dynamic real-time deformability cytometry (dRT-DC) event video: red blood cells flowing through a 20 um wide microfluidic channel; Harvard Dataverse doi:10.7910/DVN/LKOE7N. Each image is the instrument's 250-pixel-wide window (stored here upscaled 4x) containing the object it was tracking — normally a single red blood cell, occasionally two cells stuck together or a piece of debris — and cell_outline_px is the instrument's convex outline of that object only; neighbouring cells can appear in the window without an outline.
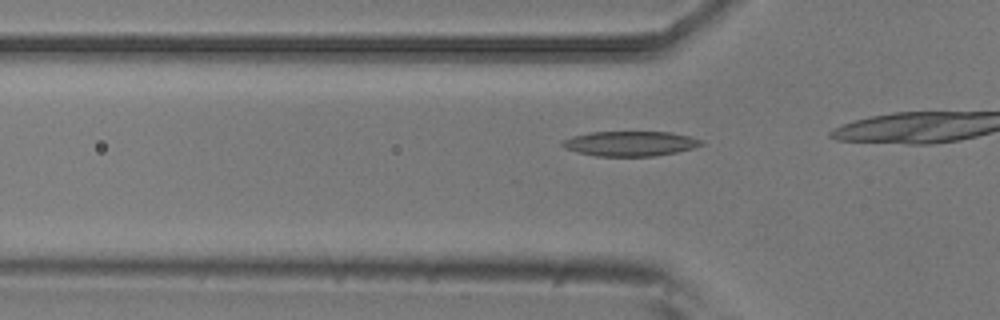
{"species": "common noctule bat (a hibernating species)", "species_latin": "Nyctalus noctula", "temperature_condition": "room temperature", "stored_images_in_passage": 3, "camera_frame_rate_fps": 3000, "um_per_image_px": 0.085, "animal": {"sex": "male", "body_mass_g": 20.5, "forearm_length_mm": 52.5}, "frame": {"image": 1, "passage_image": 3, "time_ms": 0.667, "image_size_px": [1000, 320], "cell_outline_px": [[704, 144], [692, 148], [676, 152], [652, 156], [596, 156], [564, 148], [560, 144], [560, 140], [572, 136], [588, 132], [672, 132], [688, 136], [700, 140]], "centroid_in_image_um": [53.51, 12.2], "position_along_channel_um": 72.3, "area_um2": 20.06}}